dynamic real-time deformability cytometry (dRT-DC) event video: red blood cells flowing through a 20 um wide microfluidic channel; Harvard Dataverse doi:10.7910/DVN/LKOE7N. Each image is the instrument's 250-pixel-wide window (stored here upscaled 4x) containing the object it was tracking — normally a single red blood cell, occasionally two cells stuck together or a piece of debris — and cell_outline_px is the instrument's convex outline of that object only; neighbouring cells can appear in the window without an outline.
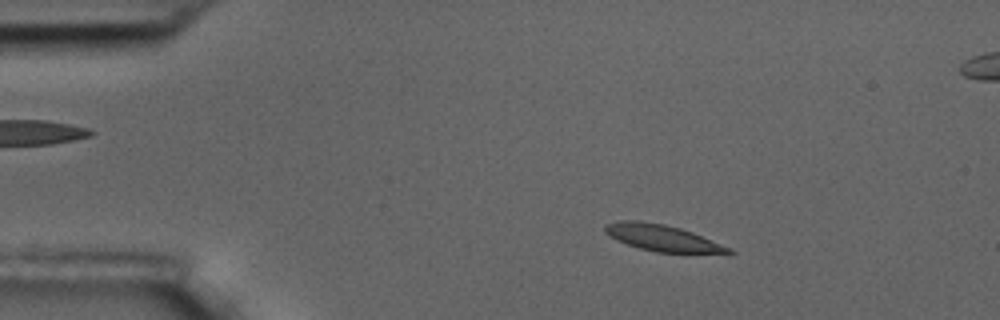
{"species": "common noctule bat (a hibernating species)", "species_latin": "Nyctalus noctula", "temperature_condition": "room temperature", "stored_images_in_passage": 60, "segment_of_instrument_passage": [1, 2], "camera_frame_rate_fps": 3000, "um_per_image_px": 0.085, "animal": {"sex": "male", "body_mass_g": 17.5, "forearm_length_mm": 52.3}, "frame": {"image": 1, "passage_image": 10, "time_ms": 3.0, "image_size_px": [1000, 320], "cell_outline_px": [[736, 252], [656, 252], [640, 248], [616, 240], [604, 232], [604, 224], [620, 220], [636, 220], [664, 224], [680, 228], [692, 232], [732, 248]], "centroid_in_image_um": [56.23, 20.2], "position_along_channel_um": 28.8, "area_um2": 18.67}}
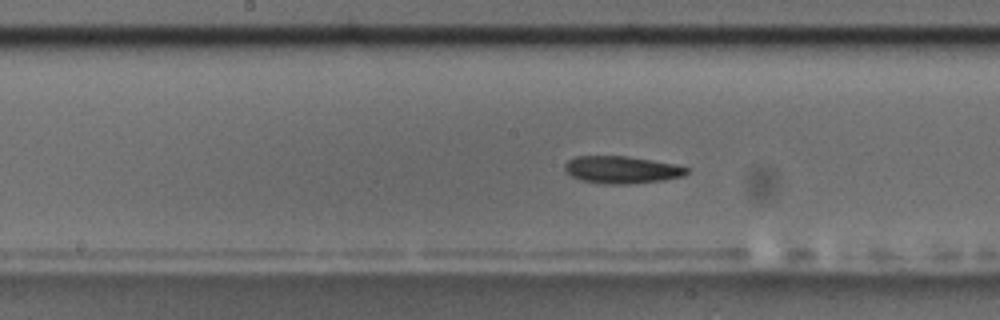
{"frame": {"image": 2, "passage_image": 30, "time_ms": 9.667, "image_size_px": [1000, 320], "cell_outline_px": [[688, 172], [684, 176], [664, 180], [628, 184], [604, 184], [584, 180], [572, 176], [564, 168], [564, 164], [568, 160], [576, 156], [628, 156], [672, 164], [688, 168]], "centroid_in_image_um": [52.84, 14.43], "position_along_channel_um": 195.4, "area_um2": 19.19}}
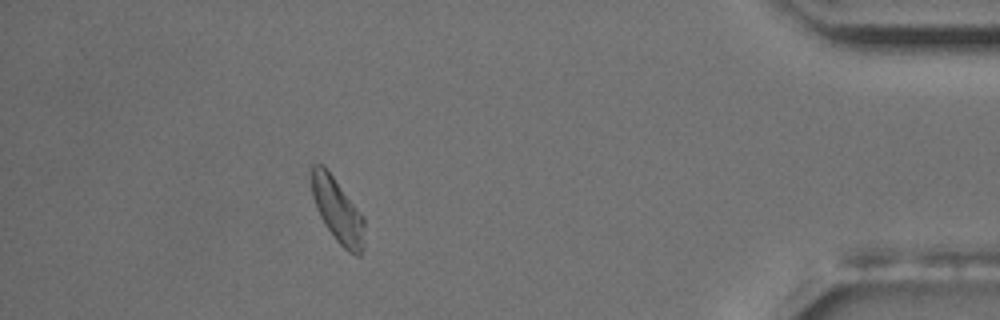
{"frame": {"image": 3, "passage_image": 53, "time_ms": 17.333, "image_size_px": [1000, 320], "cell_outline_px": [[364, 248], [360, 256], [356, 256], [348, 252], [336, 240], [324, 224], [316, 208], [312, 196], [308, 172], [308, 164], [320, 164], [332, 176], [364, 216]], "centroid_in_image_um": [28.65, 17.87], "position_along_channel_um": 406.5, "area_um2": 20.17}}